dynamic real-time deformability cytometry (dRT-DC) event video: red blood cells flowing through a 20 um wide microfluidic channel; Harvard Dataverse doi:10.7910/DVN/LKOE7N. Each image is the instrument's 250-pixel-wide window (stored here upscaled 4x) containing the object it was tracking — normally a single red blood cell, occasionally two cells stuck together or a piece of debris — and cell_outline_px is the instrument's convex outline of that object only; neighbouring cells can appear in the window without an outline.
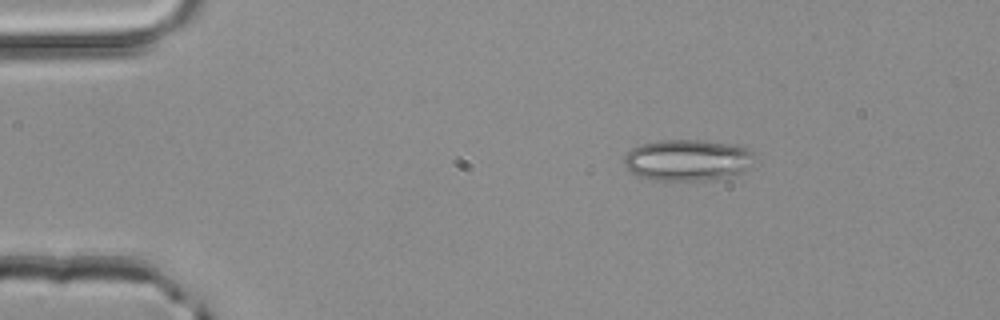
{"species": "common noctule bat (a hibernating species)", "species_latin": "Nyctalus noctula", "temperature_condition": "room temperature", "stored_images_in_passage": 50, "camera_frame_rate_fps": 3000, "um_per_image_px": 0.085, "animal": {"sex": "male", "body_mass_g": 20.4}, "frame": {"image": 1, "passage_image": 8, "time_ms": 2.333, "image_size_px": [1000, 320], "cell_outline_px": [[752, 152], [748, 168], [732, 176], [708, 180], [656, 180], [640, 176], [632, 172], [624, 164], [624, 156], [632, 148], [640, 144], [660, 140], [704, 140], [736, 144], [748, 148]], "centroid_in_image_um": [58.43, 13.59], "position_along_channel_um": 26.6, "area_um2": 31.27}}
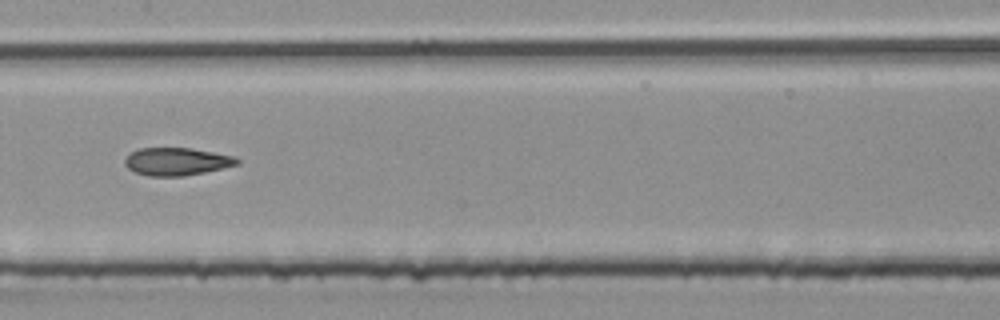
{"frame": {"image": 2, "passage_image": 25, "time_ms": 8.0, "image_size_px": [1000, 320], "cell_outline_px": [[240, 164], [224, 168], [184, 176], [148, 176], [136, 172], [128, 168], [124, 164], [124, 160], [132, 152], [140, 148], [192, 148], [232, 156], [240, 160]], "centroid_in_image_um": [15.03, 13.73], "position_along_channel_um": 192.4, "area_um2": 18.03}}
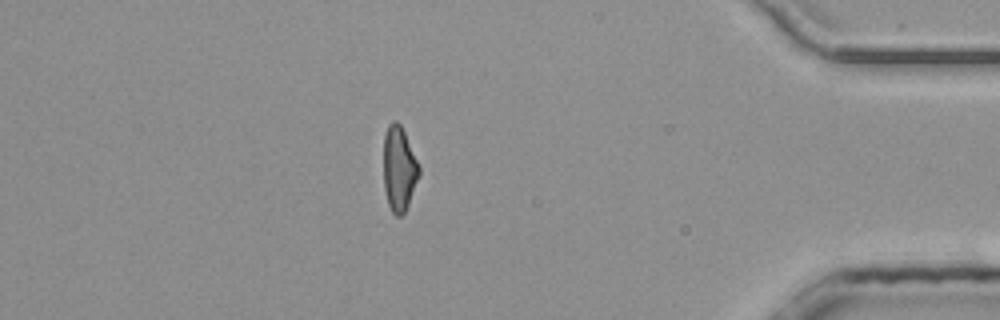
{"frame": {"image": 3, "passage_image": 43, "time_ms": 14.0, "image_size_px": [1000, 320], "cell_outline_px": [[420, 172], [408, 204], [404, 212], [400, 216], [396, 216], [392, 212], [388, 204], [384, 188], [384, 136], [388, 124], [392, 120], [396, 120], [400, 124], [404, 132], [420, 168]], "centroid_in_image_um": [33.9, 14.33], "position_along_channel_um": 401.3, "area_um2": 17.28}, "authors_computed_cell_mechanics": {"area_um2": 18.5827, "velocity_mm_per_s": 4.202, "shape_relaxation_time_tau1_ms": null, "shape_relaxation_time_tau2_ms": 3.3244, "deformation_change_tau1": null, "deformation_change_tau2": 0.114}}